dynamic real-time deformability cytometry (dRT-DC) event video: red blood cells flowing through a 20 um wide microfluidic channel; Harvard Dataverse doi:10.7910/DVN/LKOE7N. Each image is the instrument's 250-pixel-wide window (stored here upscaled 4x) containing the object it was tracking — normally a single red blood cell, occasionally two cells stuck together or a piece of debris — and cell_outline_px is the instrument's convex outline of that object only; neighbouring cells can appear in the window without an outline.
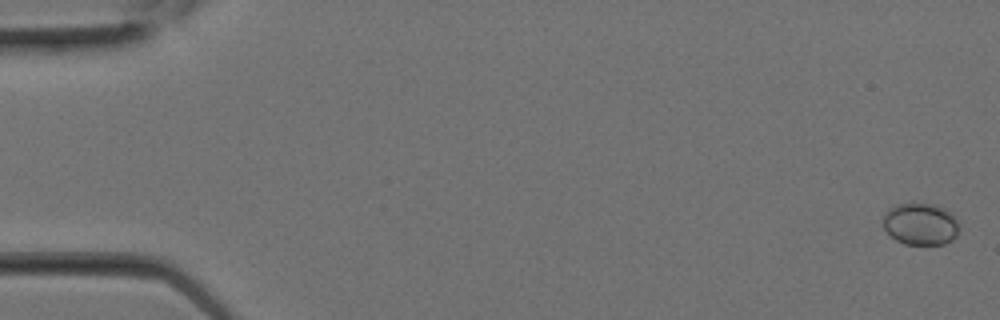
{"species": "Egyptian fruit bat (a non-hibernating species)", "species_latin": "Rousettus aegyptiacus", "temperature_condition": "room temperature", "stored_images_in_passage": 3, "segment_of_instrument_passage": [2, 2], "camera_frame_rate_fps": 3000, "um_per_image_px": 0.085, "animal": {"sex": "female"}, "frame": {"image": 1, "passage_image": 3, "time_ms": 0.667, "image_size_px": [1000, 320], "cell_outline_px": [[960, 228], [956, 236], [952, 240], [944, 244], [904, 244], [896, 240], [884, 228], [884, 212], [888, 208], [896, 204], [912, 200], [936, 204], [952, 212], [960, 224]], "centroid_in_image_um": [78.27, 18.98], "position_along_channel_um": 6.7, "area_um2": 19.36}}